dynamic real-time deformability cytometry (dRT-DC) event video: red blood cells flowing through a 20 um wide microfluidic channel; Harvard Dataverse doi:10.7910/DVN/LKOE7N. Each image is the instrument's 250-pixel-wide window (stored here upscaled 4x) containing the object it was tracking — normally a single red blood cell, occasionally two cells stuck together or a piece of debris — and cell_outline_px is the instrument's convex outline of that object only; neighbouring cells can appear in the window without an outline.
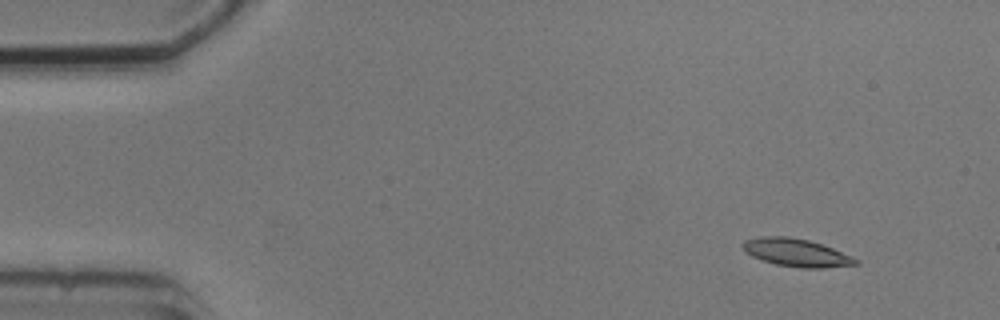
{"species": "common noctule bat (a hibernating species)", "species_latin": "Nyctalus noctula", "temperature_condition": "cold", "stored_images_in_passage": 4, "camera_frame_rate_fps": 3000, "um_per_image_px": 0.085, "animal": {"sex": "male", "body_mass_g": 20.5, "forearm_length_mm": 52.5}, "frame": {"image": 1, "passage_image": 1, "time_ms": 0.0, "image_size_px": [1000, 320], "cell_outline_px": [[860, 264], [824, 268], [800, 268], [776, 264], [752, 256], [744, 252], [740, 244], [744, 240], [760, 236], [788, 236], [808, 240], [832, 248], [852, 256], [860, 260]], "centroid_in_image_um": [67.68, 21.47], "position_along_channel_um": 17.3, "area_um2": 18.44}}
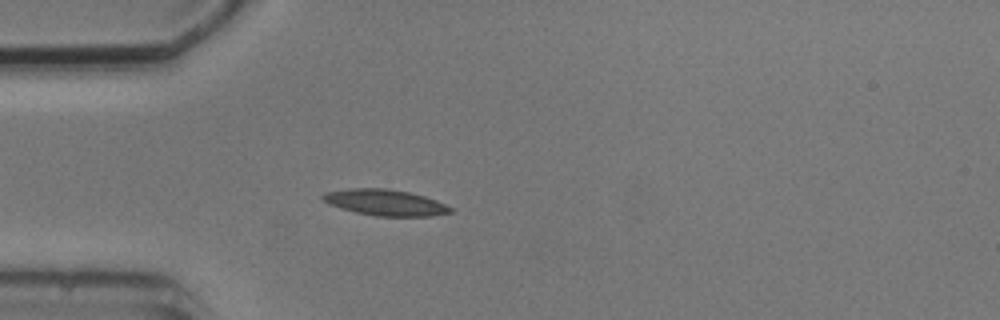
{"frame": {"image": 2, "passage_image": 4, "time_ms": 3.333, "image_size_px": [1000, 320], "cell_outline_px": [[452, 212], [432, 216], [376, 216], [356, 212], [340, 208], [324, 200], [320, 196], [328, 192], [348, 188], [384, 188], [408, 192], [424, 196], [436, 200], [452, 208]], "centroid_in_image_um": [32.76, 17.21], "position_along_channel_um": 52.2, "area_um2": 19.13}}